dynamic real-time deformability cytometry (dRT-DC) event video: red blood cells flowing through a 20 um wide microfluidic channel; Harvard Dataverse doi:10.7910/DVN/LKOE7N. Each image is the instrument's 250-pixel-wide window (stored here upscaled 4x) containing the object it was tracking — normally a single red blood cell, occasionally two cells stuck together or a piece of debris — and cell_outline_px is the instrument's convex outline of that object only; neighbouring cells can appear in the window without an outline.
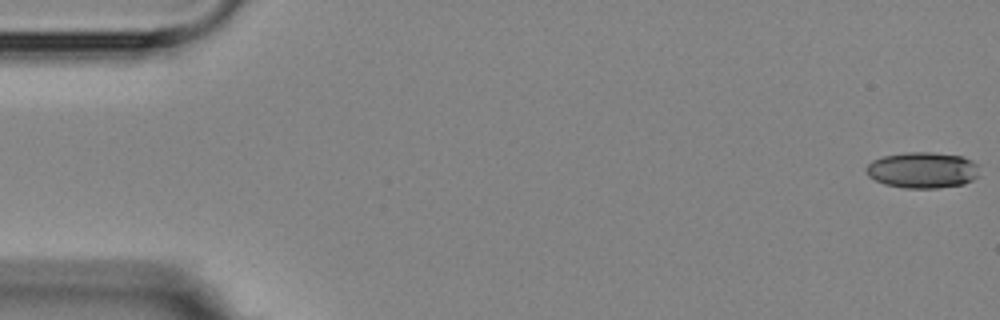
{"species": "Egyptian fruit bat (a non-hibernating species)", "species_latin": "Rousettus aegyptiacus", "temperature_condition": "room temperature", "stored_images_in_passage": 5, "camera_frame_rate_fps": 3000, "um_per_image_px": 0.085, "animal": {"sex": "female"}, "frame": {"image": 1, "passage_image": 1, "time_ms": 0.0, "image_size_px": [1000, 320], "cell_outline_px": [[980, 176], [964, 184], [936, 188], [904, 188], [884, 184], [868, 176], [864, 168], [872, 160], [884, 156], [908, 152], [932, 152], [964, 156], [972, 160], [976, 164]], "centroid_in_image_um": [78.42, 14.46], "position_along_channel_um": 6.6, "area_um2": 23.99}}
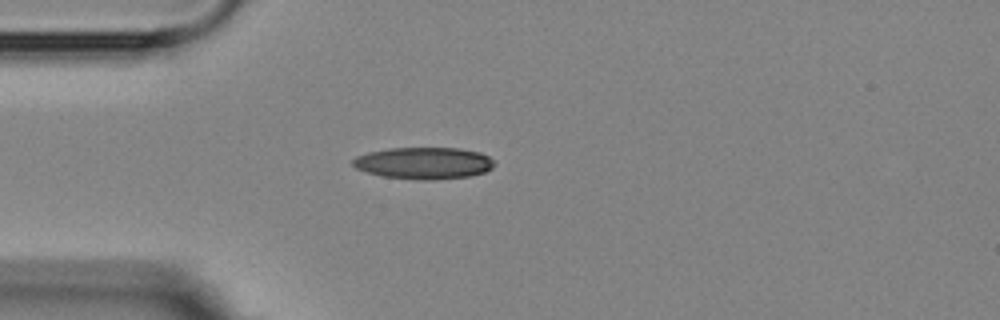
{"frame": {"image": 2, "passage_image": 5, "time_ms": 4.667, "image_size_px": [1000, 320], "cell_outline_px": [[496, 164], [492, 168], [484, 172], [468, 176], [432, 180], [420, 180], [380, 176], [356, 168], [352, 164], [352, 160], [356, 156], [368, 152], [388, 148], [460, 148], [480, 152], [488, 156]], "centroid_in_image_um": [36.01, 13.86], "position_along_channel_um": 49.0, "area_um2": 26.3}}